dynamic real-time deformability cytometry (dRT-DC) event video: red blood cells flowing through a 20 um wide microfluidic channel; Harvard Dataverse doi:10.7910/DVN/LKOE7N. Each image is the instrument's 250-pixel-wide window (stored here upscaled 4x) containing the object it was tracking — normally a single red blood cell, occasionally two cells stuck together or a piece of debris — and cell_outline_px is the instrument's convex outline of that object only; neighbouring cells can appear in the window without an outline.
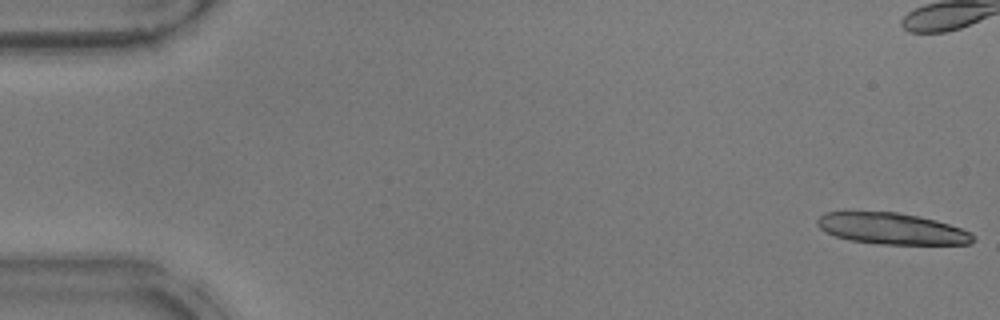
{"species": "common noctule bat (a hibernating species)", "species_latin": "Nyctalus noctula", "temperature_condition": "warm", "stored_images_in_passage": 17, "camera_frame_rate_fps": 3000, "um_per_image_px": 0.085, "animal": {"sex": "male", "body_mass_g": 17.9}, "frame": {"image": 1, "passage_image": 1, "time_ms": 0.0, "image_size_px": [1000, 320], "cell_outline_px": [[976, 240], [968, 244], [880, 244], [852, 240], [836, 236], [824, 232], [816, 224], [816, 220], [824, 212], [896, 212], [920, 216], [936, 220], [972, 232], [976, 236]], "centroid_in_image_um": [75.83, 19.43], "position_along_channel_um": 9.2, "area_um2": 28.44}}